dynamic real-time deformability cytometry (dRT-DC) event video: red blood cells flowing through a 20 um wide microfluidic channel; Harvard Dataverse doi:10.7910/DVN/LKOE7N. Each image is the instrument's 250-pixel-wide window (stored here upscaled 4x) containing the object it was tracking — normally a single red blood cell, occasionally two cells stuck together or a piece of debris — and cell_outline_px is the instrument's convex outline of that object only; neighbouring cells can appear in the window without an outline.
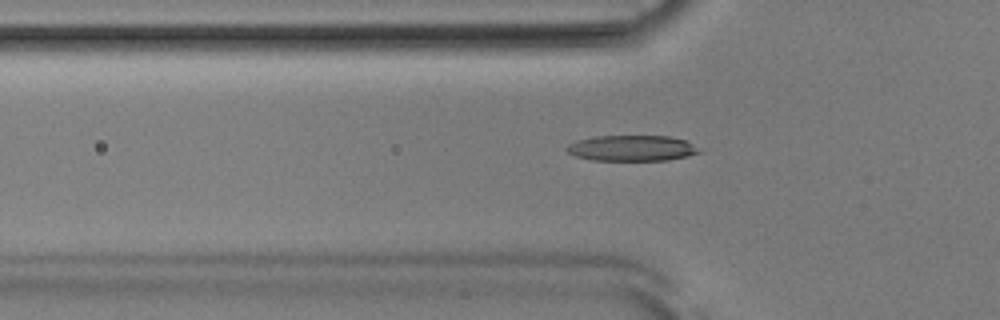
{"species": "Egyptian fruit bat (a non-hibernating species)", "species_latin": "Rousettus aegyptiacus", "temperature_condition": "room temperature", "stored_images_in_passage": 52, "camera_frame_rate_fps": 3000, "um_per_image_px": 0.085, "animal": {"sex": "male"}, "frame": {"image": 1, "passage_image": 18, "time_ms": 5.667, "image_size_px": [1000, 320], "cell_outline_px": [[704, 152], [688, 156], [668, 160], [592, 160], [576, 156], [568, 152], [564, 148], [568, 144], [576, 140], [596, 136], [668, 136], [684, 140], [692, 144]], "centroid_in_image_um": [53.7, 12.59], "position_along_channel_um": 72.1, "area_um2": 19.88}}
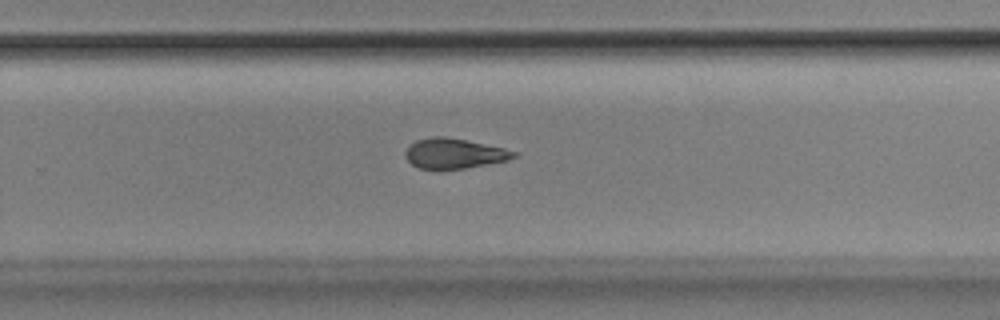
{"frame": {"image": 2, "passage_image": 35, "time_ms": 11.333, "image_size_px": [1000, 320], "cell_outline_px": [[516, 156], [508, 160], [464, 168], [420, 168], [412, 164], [404, 156], [404, 152], [416, 140], [432, 136], [444, 136], [504, 148], [516, 152]], "centroid_in_image_um": [38.58, 13.03], "position_along_channel_um": 291.2, "area_um2": 18.55}}
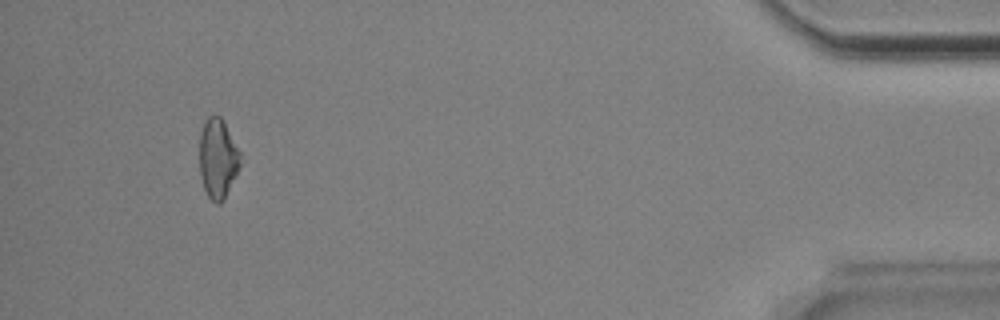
{"frame": {"image": 3, "passage_image": 50, "time_ms": 16.333, "image_size_px": [1000, 320], "cell_outline_px": [[240, 164], [224, 200], [220, 204], [216, 204], [208, 196], [204, 188], [200, 176], [200, 132], [208, 116], [220, 116], [224, 120], [240, 152]], "centroid_in_image_um": [18.51, 13.47], "position_along_channel_um": 416.7, "area_um2": 18.79}, "authors_computed_cell_mechanics": {"area_um2": 19.7676, "velocity_mm_per_s": 3.856, "shape_relaxation_time_tau1_ms": 4.3537, "shape_relaxation_time_tau2_ms": 5.233, "deformation_change_tau1": 0.1443, "deformation_change_tau2": 0.1565}}